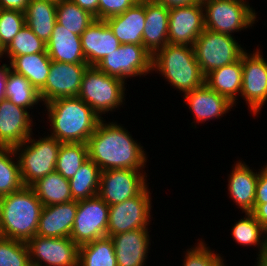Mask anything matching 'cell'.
I'll return each instance as SVG.
<instances>
[{
	"instance_id": "obj_20",
	"label": "cell",
	"mask_w": 267,
	"mask_h": 266,
	"mask_svg": "<svg viewBox=\"0 0 267 266\" xmlns=\"http://www.w3.org/2000/svg\"><path fill=\"white\" fill-rule=\"evenodd\" d=\"M183 96L185 104L195 116L196 123L219 119L234 106L226 97L213 91L206 84Z\"/></svg>"
},
{
	"instance_id": "obj_50",
	"label": "cell",
	"mask_w": 267,
	"mask_h": 266,
	"mask_svg": "<svg viewBox=\"0 0 267 266\" xmlns=\"http://www.w3.org/2000/svg\"><path fill=\"white\" fill-rule=\"evenodd\" d=\"M49 1H52V2H55V3H59V2L64 1V0H49Z\"/></svg>"
},
{
	"instance_id": "obj_48",
	"label": "cell",
	"mask_w": 267,
	"mask_h": 266,
	"mask_svg": "<svg viewBox=\"0 0 267 266\" xmlns=\"http://www.w3.org/2000/svg\"><path fill=\"white\" fill-rule=\"evenodd\" d=\"M257 266H267V253L257 257ZM255 265V266H256Z\"/></svg>"
},
{
	"instance_id": "obj_33",
	"label": "cell",
	"mask_w": 267,
	"mask_h": 266,
	"mask_svg": "<svg viewBox=\"0 0 267 266\" xmlns=\"http://www.w3.org/2000/svg\"><path fill=\"white\" fill-rule=\"evenodd\" d=\"M78 266H117L111 238L104 237L80 245Z\"/></svg>"
},
{
	"instance_id": "obj_11",
	"label": "cell",
	"mask_w": 267,
	"mask_h": 266,
	"mask_svg": "<svg viewBox=\"0 0 267 266\" xmlns=\"http://www.w3.org/2000/svg\"><path fill=\"white\" fill-rule=\"evenodd\" d=\"M109 205L98 195L78 201L70 238L78 245L107 237Z\"/></svg>"
},
{
	"instance_id": "obj_10",
	"label": "cell",
	"mask_w": 267,
	"mask_h": 266,
	"mask_svg": "<svg viewBox=\"0 0 267 266\" xmlns=\"http://www.w3.org/2000/svg\"><path fill=\"white\" fill-rule=\"evenodd\" d=\"M148 187L137 196L109 206L107 236L150 226L152 198Z\"/></svg>"
},
{
	"instance_id": "obj_35",
	"label": "cell",
	"mask_w": 267,
	"mask_h": 266,
	"mask_svg": "<svg viewBox=\"0 0 267 266\" xmlns=\"http://www.w3.org/2000/svg\"><path fill=\"white\" fill-rule=\"evenodd\" d=\"M56 20L58 24L80 36L96 19L94 15L77 4L64 0L57 3Z\"/></svg>"
},
{
	"instance_id": "obj_24",
	"label": "cell",
	"mask_w": 267,
	"mask_h": 266,
	"mask_svg": "<svg viewBox=\"0 0 267 266\" xmlns=\"http://www.w3.org/2000/svg\"><path fill=\"white\" fill-rule=\"evenodd\" d=\"M145 17L143 46L153 56L168 44L169 8L154 0H145Z\"/></svg>"
},
{
	"instance_id": "obj_6",
	"label": "cell",
	"mask_w": 267,
	"mask_h": 266,
	"mask_svg": "<svg viewBox=\"0 0 267 266\" xmlns=\"http://www.w3.org/2000/svg\"><path fill=\"white\" fill-rule=\"evenodd\" d=\"M32 135L14 148L25 186H32L39 179L55 171L61 146V142L49 134L36 140Z\"/></svg>"
},
{
	"instance_id": "obj_15",
	"label": "cell",
	"mask_w": 267,
	"mask_h": 266,
	"mask_svg": "<svg viewBox=\"0 0 267 266\" xmlns=\"http://www.w3.org/2000/svg\"><path fill=\"white\" fill-rule=\"evenodd\" d=\"M87 63H64L51 61L45 86L39 91L44 104L61 97H77Z\"/></svg>"
},
{
	"instance_id": "obj_34",
	"label": "cell",
	"mask_w": 267,
	"mask_h": 266,
	"mask_svg": "<svg viewBox=\"0 0 267 266\" xmlns=\"http://www.w3.org/2000/svg\"><path fill=\"white\" fill-rule=\"evenodd\" d=\"M15 157L17 154L14 148L0 146V197L16 192L25 186L18 157Z\"/></svg>"
},
{
	"instance_id": "obj_9",
	"label": "cell",
	"mask_w": 267,
	"mask_h": 266,
	"mask_svg": "<svg viewBox=\"0 0 267 266\" xmlns=\"http://www.w3.org/2000/svg\"><path fill=\"white\" fill-rule=\"evenodd\" d=\"M95 67L125 82L126 78L146 76L152 72V55L143 45L121 44Z\"/></svg>"
},
{
	"instance_id": "obj_14",
	"label": "cell",
	"mask_w": 267,
	"mask_h": 266,
	"mask_svg": "<svg viewBox=\"0 0 267 266\" xmlns=\"http://www.w3.org/2000/svg\"><path fill=\"white\" fill-rule=\"evenodd\" d=\"M144 170L111 169L101 171L98 196L109 206L137 196L147 185Z\"/></svg>"
},
{
	"instance_id": "obj_27",
	"label": "cell",
	"mask_w": 267,
	"mask_h": 266,
	"mask_svg": "<svg viewBox=\"0 0 267 266\" xmlns=\"http://www.w3.org/2000/svg\"><path fill=\"white\" fill-rule=\"evenodd\" d=\"M57 3L49 0H30L24 12L28 26L43 42L51 37L56 20Z\"/></svg>"
},
{
	"instance_id": "obj_32",
	"label": "cell",
	"mask_w": 267,
	"mask_h": 266,
	"mask_svg": "<svg viewBox=\"0 0 267 266\" xmlns=\"http://www.w3.org/2000/svg\"><path fill=\"white\" fill-rule=\"evenodd\" d=\"M5 98L27 110L42 102L39 91L31 85V82L10 68L7 72Z\"/></svg>"
},
{
	"instance_id": "obj_2",
	"label": "cell",
	"mask_w": 267,
	"mask_h": 266,
	"mask_svg": "<svg viewBox=\"0 0 267 266\" xmlns=\"http://www.w3.org/2000/svg\"><path fill=\"white\" fill-rule=\"evenodd\" d=\"M43 105L51 123L50 136L61 143H87L102 120L78 96L57 98Z\"/></svg>"
},
{
	"instance_id": "obj_46",
	"label": "cell",
	"mask_w": 267,
	"mask_h": 266,
	"mask_svg": "<svg viewBox=\"0 0 267 266\" xmlns=\"http://www.w3.org/2000/svg\"><path fill=\"white\" fill-rule=\"evenodd\" d=\"M155 2L162 4L167 8L184 7L192 5L195 0H154Z\"/></svg>"
},
{
	"instance_id": "obj_49",
	"label": "cell",
	"mask_w": 267,
	"mask_h": 266,
	"mask_svg": "<svg viewBox=\"0 0 267 266\" xmlns=\"http://www.w3.org/2000/svg\"><path fill=\"white\" fill-rule=\"evenodd\" d=\"M207 1H209V0H195L196 3H201V4H203V3L207 2Z\"/></svg>"
},
{
	"instance_id": "obj_30",
	"label": "cell",
	"mask_w": 267,
	"mask_h": 266,
	"mask_svg": "<svg viewBox=\"0 0 267 266\" xmlns=\"http://www.w3.org/2000/svg\"><path fill=\"white\" fill-rule=\"evenodd\" d=\"M231 230V235L238 244L257 247L258 256L267 253V231L251 213H245V217L238 220Z\"/></svg>"
},
{
	"instance_id": "obj_39",
	"label": "cell",
	"mask_w": 267,
	"mask_h": 266,
	"mask_svg": "<svg viewBox=\"0 0 267 266\" xmlns=\"http://www.w3.org/2000/svg\"><path fill=\"white\" fill-rule=\"evenodd\" d=\"M25 26L24 12L0 9V53Z\"/></svg>"
},
{
	"instance_id": "obj_17",
	"label": "cell",
	"mask_w": 267,
	"mask_h": 266,
	"mask_svg": "<svg viewBox=\"0 0 267 266\" xmlns=\"http://www.w3.org/2000/svg\"><path fill=\"white\" fill-rule=\"evenodd\" d=\"M29 113L6 98L0 102V146L15 148L34 134Z\"/></svg>"
},
{
	"instance_id": "obj_31",
	"label": "cell",
	"mask_w": 267,
	"mask_h": 266,
	"mask_svg": "<svg viewBox=\"0 0 267 266\" xmlns=\"http://www.w3.org/2000/svg\"><path fill=\"white\" fill-rule=\"evenodd\" d=\"M101 169L88 159L69 179L73 200L80 201L98 195Z\"/></svg>"
},
{
	"instance_id": "obj_12",
	"label": "cell",
	"mask_w": 267,
	"mask_h": 266,
	"mask_svg": "<svg viewBox=\"0 0 267 266\" xmlns=\"http://www.w3.org/2000/svg\"><path fill=\"white\" fill-rule=\"evenodd\" d=\"M26 244L31 266H78L79 246L70 237L35 235Z\"/></svg>"
},
{
	"instance_id": "obj_38",
	"label": "cell",
	"mask_w": 267,
	"mask_h": 266,
	"mask_svg": "<svg viewBox=\"0 0 267 266\" xmlns=\"http://www.w3.org/2000/svg\"><path fill=\"white\" fill-rule=\"evenodd\" d=\"M0 266H31L26 242L0 236Z\"/></svg>"
},
{
	"instance_id": "obj_5",
	"label": "cell",
	"mask_w": 267,
	"mask_h": 266,
	"mask_svg": "<svg viewBox=\"0 0 267 266\" xmlns=\"http://www.w3.org/2000/svg\"><path fill=\"white\" fill-rule=\"evenodd\" d=\"M125 82L89 66L82 77L78 97L89 105L101 118L109 111L113 112L125 101Z\"/></svg>"
},
{
	"instance_id": "obj_43",
	"label": "cell",
	"mask_w": 267,
	"mask_h": 266,
	"mask_svg": "<svg viewBox=\"0 0 267 266\" xmlns=\"http://www.w3.org/2000/svg\"><path fill=\"white\" fill-rule=\"evenodd\" d=\"M77 4L80 8L87 10L95 19L99 20V0H70Z\"/></svg>"
},
{
	"instance_id": "obj_45",
	"label": "cell",
	"mask_w": 267,
	"mask_h": 266,
	"mask_svg": "<svg viewBox=\"0 0 267 266\" xmlns=\"http://www.w3.org/2000/svg\"><path fill=\"white\" fill-rule=\"evenodd\" d=\"M251 214L261 224V226L267 231V203L254 204V209Z\"/></svg>"
},
{
	"instance_id": "obj_1",
	"label": "cell",
	"mask_w": 267,
	"mask_h": 266,
	"mask_svg": "<svg viewBox=\"0 0 267 266\" xmlns=\"http://www.w3.org/2000/svg\"><path fill=\"white\" fill-rule=\"evenodd\" d=\"M101 120L87 141L89 159L101 171L111 169L143 170L147 154L141 143L122 124Z\"/></svg>"
},
{
	"instance_id": "obj_23",
	"label": "cell",
	"mask_w": 267,
	"mask_h": 266,
	"mask_svg": "<svg viewBox=\"0 0 267 266\" xmlns=\"http://www.w3.org/2000/svg\"><path fill=\"white\" fill-rule=\"evenodd\" d=\"M228 177L229 197L239 206L242 213H251L255 204V193L259 172L238 160Z\"/></svg>"
},
{
	"instance_id": "obj_3",
	"label": "cell",
	"mask_w": 267,
	"mask_h": 266,
	"mask_svg": "<svg viewBox=\"0 0 267 266\" xmlns=\"http://www.w3.org/2000/svg\"><path fill=\"white\" fill-rule=\"evenodd\" d=\"M42 208L31 186L0 197V236L27 242L37 235Z\"/></svg>"
},
{
	"instance_id": "obj_7",
	"label": "cell",
	"mask_w": 267,
	"mask_h": 266,
	"mask_svg": "<svg viewBox=\"0 0 267 266\" xmlns=\"http://www.w3.org/2000/svg\"><path fill=\"white\" fill-rule=\"evenodd\" d=\"M204 8L205 29L232 36V33L252 27L256 11L246 0H209Z\"/></svg>"
},
{
	"instance_id": "obj_22",
	"label": "cell",
	"mask_w": 267,
	"mask_h": 266,
	"mask_svg": "<svg viewBox=\"0 0 267 266\" xmlns=\"http://www.w3.org/2000/svg\"><path fill=\"white\" fill-rule=\"evenodd\" d=\"M145 21V0H139L124 13L105 19L121 44L136 45H143Z\"/></svg>"
},
{
	"instance_id": "obj_28",
	"label": "cell",
	"mask_w": 267,
	"mask_h": 266,
	"mask_svg": "<svg viewBox=\"0 0 267 266\" xmlns=\"http://www.w3.org/2000/svg\"><path fill=\"white\" fill-rule=\"evenodd\" d=\"M51 59L47 52L14 57L9 67L27 78L33 87L40 91L49 75Z\"/></svg>"
},
{
	"instance_id": "obj_37",
	"label": "cell",
	"mask_w": 267,
	"mask_h": 266,
	"mask_svg": "<svg viewBox=\"0 0 267 266\" xmlns=\"http://www.w3.org/2000/svg\"><path fill=\"white\" fill-rule=\"evenodd\" d=\"M42 52H47L46 43L43 42L28 26H25L0 53V58L5 55L9 58L8 62H10L17 56Z\"/></svg>"
},
{
	"instance_id": "obj_47",
	"label": "cell",
	"mask_w": 267,
	"mask_h": 266,
	"mask_svg": "<svg viewBox=\"0 0 267 266\" xmlns=\"http://www.w3.org/2000/svg\"><path fill=\"white\" fill-rule=\"evenodd\" d=\"M9 68L8 64L0 65V102L5 99L6 78Z\"/></svg>"
},
{
	"instance_id": "obj_44",
	"label": "cell",
	"mask_w": 267,
	"mask_h": 266,
	"mask_svg": "<svg viewBox=\"0 0 267 266\" xmlns=\"http://www.w3.org/2000/svg\"><path fill=\"white\" fill-rule=\"evenodd\" d=\"M30 0H0V9L25 12Z\"/></svg>"
},
{
	"instance_id": "obj_18",
	"label": "cell",
	"mask_w": 267,
	"mask_h": 266,
	"mask_svg": "<svg viewBox=\"0 0 267 266\" xmlns=\"http://www.w3.org/2000/svg\"><path fill=\"white\" fill-rule=\"evenodd\" d=\"M107 237H110L113 241L117 266L146 265L147 253H149V246L151 245L148 228Z\"/></svg>"
},
{
	"instance_id": "obj_42",
	"label": "cell",
	"mask_w": 267,
	"mask_h": 266,
	"mask_svg": "<svg viewBox=\"0 0 267 266\" xmlns=\"http://www.w3.org/2000/svg\"><path fill=\"white\" fill-rule=\"evenodd\" d=\"M262 169V170H261ZM259 169V177L255 193V204L267 203V163Z\"/></svg>"
},
{
	"instance_id": "obj_41",
	"label": "cell",
	"mask_w": 267,
	"mask_h": 266,
	"mask_svg": "<svg viewBox=\"0 0 267 266\" xmlns=\"http://www.w3.org/2000/svg\"><path fill=\"white\" fill-rule=\"evenodd\" d=\"M139 0H99V20L124 13Z\"/></svg>"
},
{
	"instance_id": "obj_29",
	"label": "cell",
	"mask_w": 267,
	"mask_h": 266,
	"mask_svg": "<svg viewBox=\"0 0 267 266\" xmlns=\"http://www.w3.org/2000/svg\"><path fill=\"white\" fill-rule=\"evenodd\" d=\"M43 206L56 205L73 200L69 180L54 171L31 186Z\"/></svg>"
},
{
	"instance_id": "obj_26",
	"label": "cell",
	"mask_w": 267,
	"mask_h": 266,
	"mask_svg": "<svg viewBox=\"0 0 267 266\" xmlns=\"http://www.w3.org/2000/svg\"><path fill=\"white\" fill-rule=\"evenodd\" d=\"M205 84L236 106V97L240 96L242 86L241 57L231 64L210 71L205 75Z\"/></svg>"
},
{
	"instance_id": "obj_25",
	"label": "cell",
	"mask_w": 267,
	"mask_h": 266,
	"mask_svg": "<svg viewBox=\"0 0 267 266\" xmlns=\"http://www.w3.org/2000/svg\"><path fill=\"white\" fill-rule=\"evenodd\" d=\"M46 51L52 61L70 64L86 63L80 36L70 32L57 22L46 43Z\"/></svg>"
},
{
	"instance_id": "obj_40",
	"label": "cell",
	"mask_w": 267,
	"mask_h": 266,
	"mask_svg": "<svg viewBox=\"0 0 267 266\" xmlns=\"http://www.w3.org/2000/svg\"><path fill=\"white\" fill-rule=\"evenodd\" d=\"M204 242L201 239L196 244L197 246L186 250L182 266H226L224 258L220 254L214 253Z\"/></svg>"
},
{
	"instance_id": "obj_4",
	"label": "cell",
	"mask_w": 267,
	"mask_h": 266,
	"mask_svg": "<svg viewBox=\"0 0 267 266\" xmlns=\"http://www.w3.org/2000/svg\"><path fill=\"white\" fill-rule=\"evenodd\" d=\"M165 77L170 86L184 95L205 84V75L198 64L194 48L167 44L152 56V72Z\"/></svg>"
},
{
	"instance_id": "obj_8",
	"label": "cell",
	"mask_w": 267,
	"mask_h": 266,
	"mask_svg": "<svg viewBox=\"0 0 267 266\" xmlns=\"http://www.w3.org/2000/svg\"><path fill=\"white\" fill-rule=\"evenodd\" d=\"M193 48L204 75L237 61L245 51L233 35L216 33L207 29H204L196 39Z\"/></svg>"
},
{
	"instance_id": "obj_16",
	"label": "cell",
	"mask_w": 267,
	"mask_h": 266,
	"mask_svg": "<svg viewBox=\"0 0 267 266\" xmlns=\"http://www.w3.org/2000/svg\"><path fill=\"white\" fill-rule=\"evenodd\" d=\"M205 29L204 8L201 3L169 8L168 43L194 45Z\"/></svg>"
},
{
	"instance_id": "obj_13",
	"label": "cell",
	"mask_w": 267,
	"mask_h": 266,
	"mask_svg": "<svg viewBox=\"0 0 267 266\" xmlns=\"http://www.w3.org/2000/svg\"><path fill=\"white\" fill-rule=\"evenodd\" d=\"M260 49L247 53L246 49L241 55L242 86L240 96L244 98L250 112L259 114L267 102V60Z\"/></svg>"
},
{
	"instance_id": "obj_19",
	"label": "cell",
	"mask_w": 267,
	"mask_h": 266,
	"mask_svg": "<svg viewBox=\"0 0 267 266\" xmlns=\"http://www.w3.org/2000/svg\"><path fill=\"white\" fill-rule=\"evenodd\" d=\"M80 38L84 57L89 66H96L121 45L105 20L96 19Z\"/></svg>"
},
{
	"instance_id": "obj_21",
	"label": "cell",
	"mask_w": 267,
	"mask_h": 266,
	"mask_svg": "<svg viewBox=\"0 0 267 266\" xmlns=\"http://www.w3.org/2000/svg\"><path fill=\"white\" fill-rule=\"evenodd\" d=\"M78 209V201L43 206L38 221L37 235L43 237H70Z\"/></svg>"
},
{
	"instance_id": "obj_36",
	"label": "cell",
	"mask_w": 267,
	"mask_h": 266,
	"mask_svg": "<svg viewBox=\"0 0 267 266\" xmlns=\"http://www.w3.org/2000/svg\"><path fill=\"white\" fill-rule=\"evenodd\" d=\"M88 159L87 143H61L55 171L69 180Z\"/></svg>"
}]
</instances>
